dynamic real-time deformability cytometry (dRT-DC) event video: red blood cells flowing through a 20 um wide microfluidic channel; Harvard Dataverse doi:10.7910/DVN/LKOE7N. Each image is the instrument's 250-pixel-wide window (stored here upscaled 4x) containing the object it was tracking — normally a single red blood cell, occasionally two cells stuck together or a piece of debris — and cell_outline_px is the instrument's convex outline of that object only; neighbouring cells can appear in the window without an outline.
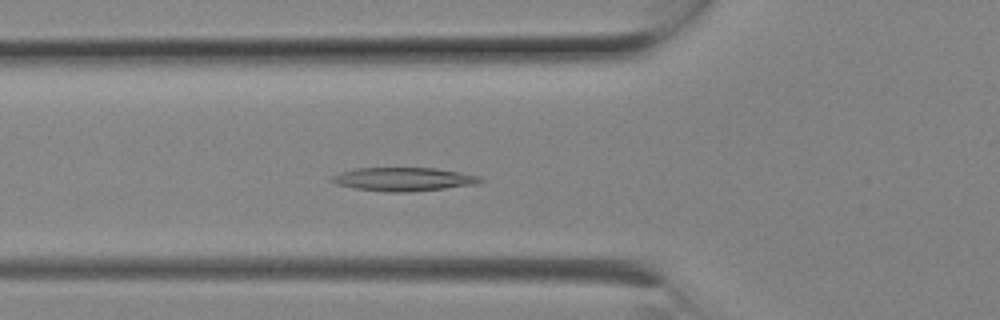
{"species": "Egyptian fruit bat (a non-hibernating species)", "species_latin": "Rousettus aegyptiacus", "temperature_condition": "room temperature", "stored_images_in_passage": 6, "camera_frame_rate_fps": 3000, "um_per_image_px": 0.085, "animal": {"sex": "female"}, "frame": {"image": 1, "passage_image": 6, "time_ms": 1.667, "image_size_px": [1000, 320], "cell_outline_px": [[484, 180], [480, 184], [444, 188], [404, 192], [384, 192], [352, 188], [336, 184], [328, 180], [332, 176], [340, 172], [356, 168], [436, 168], [460, 172], [480, 176]], "centroid_in_image_um": [34.29, 15.23], "position_along_channel_um": 91.5, "area_um2": 20.52}}